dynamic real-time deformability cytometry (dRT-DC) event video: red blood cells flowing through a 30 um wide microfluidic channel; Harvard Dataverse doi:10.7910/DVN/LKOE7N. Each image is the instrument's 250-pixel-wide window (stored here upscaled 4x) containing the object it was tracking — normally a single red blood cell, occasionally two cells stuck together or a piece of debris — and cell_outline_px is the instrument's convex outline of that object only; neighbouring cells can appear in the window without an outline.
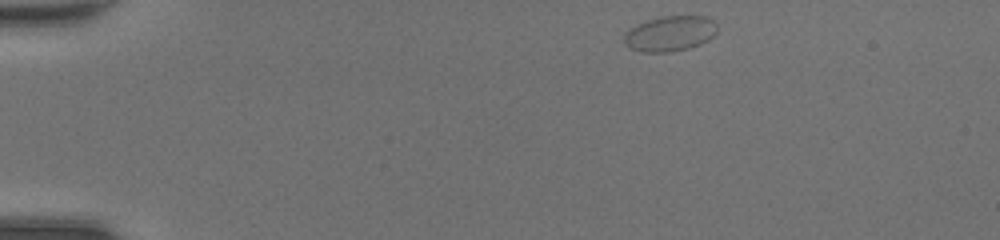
{"species": "common noctule bat (a hibernating species)", "species_latin": "Nyctalus noctula", "temperature_condition": "room temperature", "stored_images_in_passage": 40, "camera_frame_rate_fps": 3000, "um_per_image_px": 0.085, "animal": {"sex": "female", "body_mass_g": 20.0, "forearm_length_mm": 54.0}, "frame": {"image": 1, "passage_image": 1, "time_ms": 0.0, "image_size_px": [1000, 240], "cell_outline_px": [[716, 32], [708, 40], [700, 44], [688, 48], [668, 52], [640, 52], [628, 48], [624, 44], [624, 32], [628, 28], [636, 24], [660, 16], [708, 16], [716, 24]], "centroid_in_image_um": [56.89, 2.85], "position_along_channel_um": 28.1, "area_um2": 19.36}}
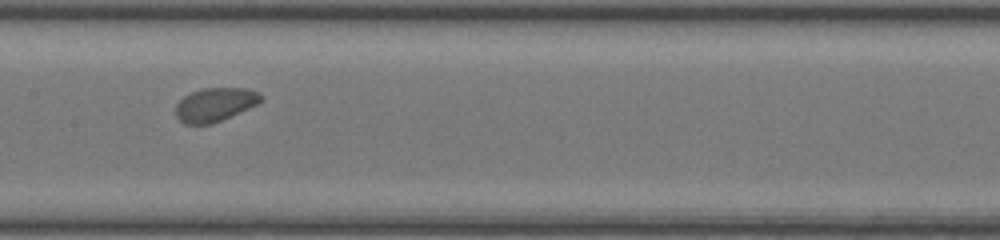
{"frame": {"image": 2, "passage_image": 18, "time_ms": 5.667, "image_size_px": [1000, 240], "cell_outline_px": [[264, 100], [248, 108], [212, 124], [184, 124], [176, 116], [176, 104], [184, 96], [192, 92], [204, 88], [248, 88], [260, 92], [264, 96]], "centroid_in_image_um": [18.3, 8.88], "position_along_channel_um": 189.1, "area_um2": 16.7}}
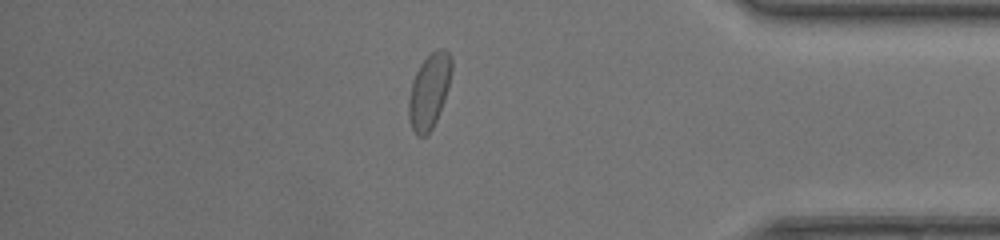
{"frame": {"image": 3, "passage_image": 34, "time_ms": 11.0, "image_size_px": [1000, 240], "cell_outline_px": [[452, 72], [448, 88], [444, 100], [436, 120], [428, 136], [416, 136], [412, 128], [408, 116], [408, 96], [412, 80], [420, 64], [436, 48], [444, 48], [452, 56]], "centroid_in_image_um": [36.48, 7.73], "position_along_channel_um": 398.7, "area_um2": 18.96}, "authors_computed_cell_mechanics": {"area_um2": 17.8602, "velocity_mm_per_s": 4.3996, "shape_relaxation_time_tau1_ms": null, "shape_relaxation_time_tau2_ms": 3.2027, "deformation_change_tau1": null, "deformation_change_tau2": 0.0595}}